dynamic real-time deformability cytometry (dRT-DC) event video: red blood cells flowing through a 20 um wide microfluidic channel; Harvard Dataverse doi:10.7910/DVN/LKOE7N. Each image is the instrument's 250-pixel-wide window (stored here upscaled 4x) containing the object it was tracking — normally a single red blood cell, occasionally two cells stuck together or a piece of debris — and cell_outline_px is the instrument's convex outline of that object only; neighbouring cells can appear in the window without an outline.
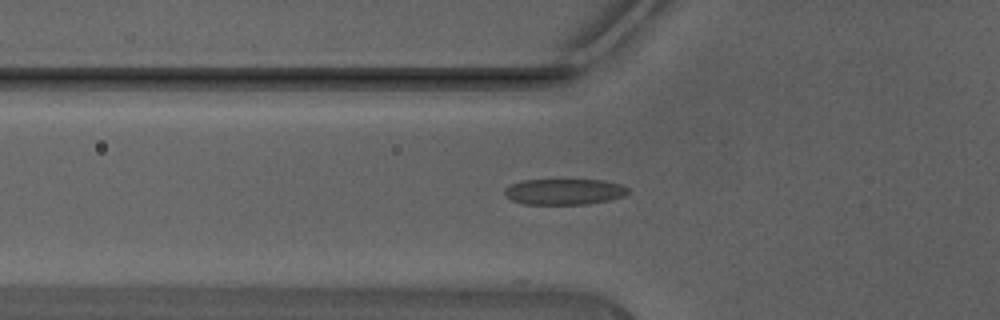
{"species": "Egyptian fruit bat (a non-hibernating species)", "species_latin": "Rousettus aegyptiacus", "temperature_condition": "warm", "stored_images_in_passage": 31, "camera_frame_rate_fps": 3000, "um_per_image_px": 0.085, "animal": {"sex": "male"}, "frame": {"image": 1, "passage_image": 3, "time_ms": 0.667, "image_size_px": [1000, 320], "cell_outline_px": [[628, 192], [624, 196], [608, 200], [588, 204], [524, 204], [512, 200], [504, 196], [504, 188], [512, 184], [524, 180], [604, 180], [620, 184], [628, 188]], "centroid_in_image_um": [47.94, 16.29], "position_along_channel_um": 77.9, "area_um2": 18.61}}
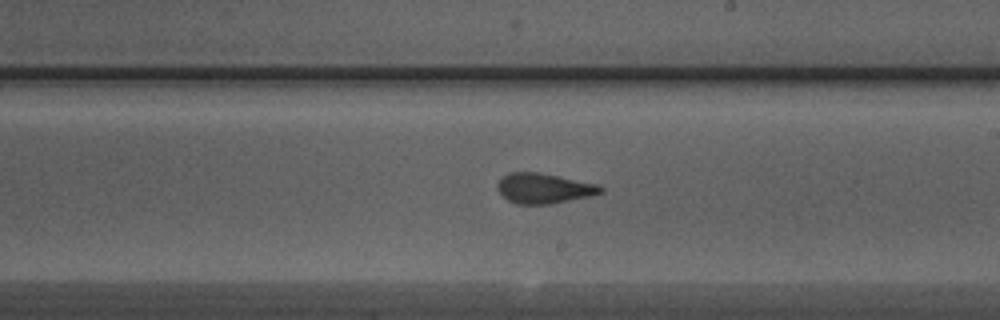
{"frame": {"image": 2, "passage_image": 14, "time_ms": 4.333, "image_size_px": [1000, 320], "cell_outline_px": [[604, 192], [588, 196], [548, 204], [520, 204], [508, 200], [496, 188], [496, 184], [508, 172], [540, 172], [560, 176], [596, 184], [604, 188]], "centroid_in_image_um": [46.21, 15.99], "position_along_channel_um": 242.8, "area_um2": 17.92}}
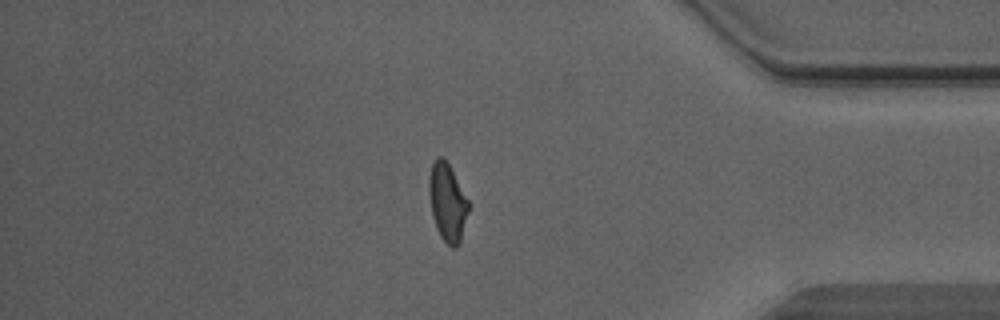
{"frame": {"image": 3, "passage_image": 26, "time_ms": 8.333, "image_size_px": [1000, 320], "cell_outline_px": [[468, 212], [460, 244], [456, 248], [452, 248], [440, 236], [436, 228], [432, 216], [428, 192], [428, 180], [432, 164], [436, 156], [440, 156], [448, 164], [468, 200]], "centroid_in_image_um": [38.01, 17.23], "position_along_channel_um": 397.2, "area_um2": 17.8}}